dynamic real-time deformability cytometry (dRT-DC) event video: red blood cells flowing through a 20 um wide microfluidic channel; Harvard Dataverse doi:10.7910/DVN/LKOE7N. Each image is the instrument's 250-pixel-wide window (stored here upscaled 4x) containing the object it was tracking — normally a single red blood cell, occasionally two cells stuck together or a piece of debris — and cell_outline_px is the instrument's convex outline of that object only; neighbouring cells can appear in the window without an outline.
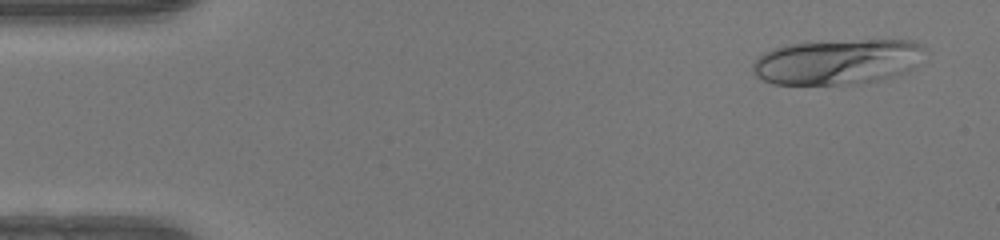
{"species": "human", "species_latin": "Homo sapiens", "temperature_condition": "warm", "stored_images_in_passage": 48, "camera_frame_rate_fps": 3000, "um_per_image_px": 0.085, "donor": {"sex": "female"}, "frame": {"image": 1, "passage_image": 3, "time_ms": 0.667, "image_size_px": [1000, 240], "cell_outline_px": [[924, 48], [912, 68], [904, 72], [884, 80], [852, 84], [772, 84], [756, 76], [752, 68], [752, 64], [764, 52], [772, 48], [788, 44], [860, 40], [916, 40]], "centroid_in_image_um": [71.15, 5.26], "position_along_channel_um": 13.8, "area_um2": 45.08}}
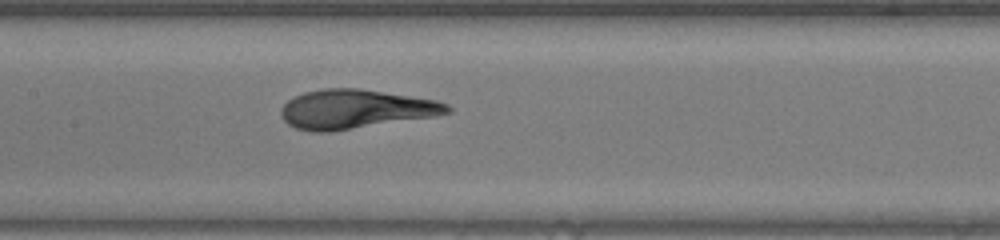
{"frame": {"image": 2, "passage_image": 23, "time_ms": 7.333, "image_size_px": [1000, 240], "cell_outline_px": [[452, 112], [436, 116], [332, 132], [312, 132], [296, 128], [288, 124], [280, 116], [280, 108], [288, 100], [304, 92], [324, 88], [360, 88], [436, 100], [448, 104], [452, 108]], "centroid_in_image_um": [30.21, 9.28], "position_along_channel_um": 177.2, "area_um2": 38.15}}
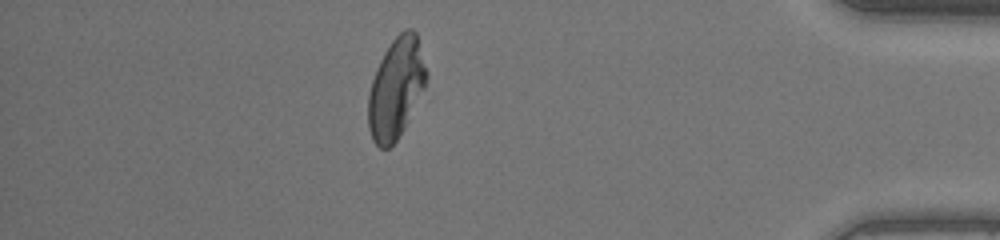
{"frame": {"image": 3, "passage_image": 42, "time_ms": 13.667, "image_size_px": [1000, 240], "cell_outline_px": [[428, 80], [404, 128], [396, 140], [388, 148], [380, 148], [372, 140], [368, 128], [368, 92], [376, 68], [384, 52], [392, 40], [404, 28], [412, 28], [416, 32], [428, 72]], "centroid_in_image_um": [33.66, 7.47], "position_along_channel_um": 401.5, "area_um2": 34.16}, "authors_computed_cell_mechanics": {"area_um2": 37.0787, "velocity_mm_per_s": 4.2338, "shape_relaxation_time_tau1_ms": 8.9277, "shape_relaxation_time_tau2_ms": null, "deformation_change_tau1": 0.3534, "deformation_change_tau2": null}}